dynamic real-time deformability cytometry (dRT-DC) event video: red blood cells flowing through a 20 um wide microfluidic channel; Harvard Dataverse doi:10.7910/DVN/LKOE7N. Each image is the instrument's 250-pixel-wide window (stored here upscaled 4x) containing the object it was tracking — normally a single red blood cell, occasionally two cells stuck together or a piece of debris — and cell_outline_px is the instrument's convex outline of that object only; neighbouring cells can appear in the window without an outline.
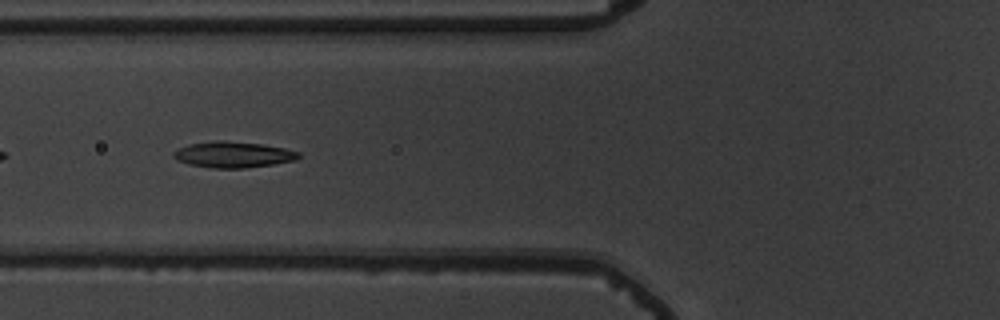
{"species": "common noctule bat (a hibernating species)", "species_latin": "Nyctalus noctula", "temperature_condition": "warm", "stored_images_in_passage": 39, "camera_frame_rate_fps": 3000, "um_per_image_px": 0.085, "animal": {"sex": "male", "body_mass_g": 19.5, "forearm_length_mm": 54.6}, "frame": {"image": 1, "passage_image": 5, "time_ms": 1.333, "image_size_px": [1000, 320], "cell_outline_px": [[300, 156], [296, 160], [272, 164], [244, 168], [212, 168], [188, 164], [176, 160], [172, 156], [172, 152], [176, 148], [188, 144], [216, 140], [224, 140], [264, 144], [284, 148], [300, 152]], "centroid_in_image_um": [19.77, 13.13], "position_along_channel_um": 106.0, "area_um2": 19.19}}
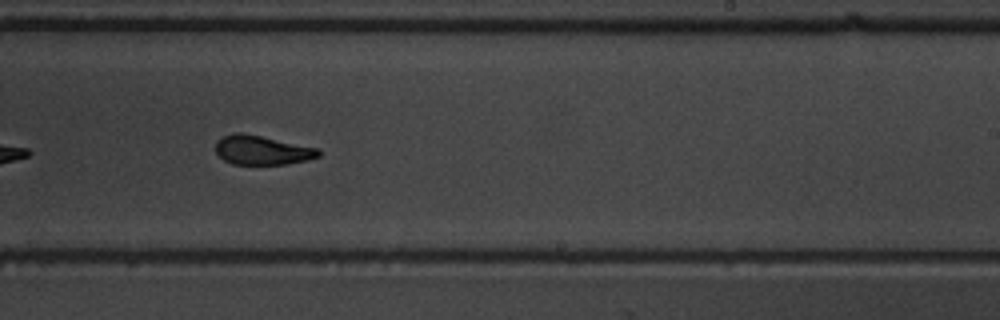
{"frame": {"image": 2, "passage_image": 18, "time_ms": 5.667, "image_size_px": [1000, 320], "cell_outline_px": [[320, 156], [308, 160], [284, 164], [232, 164], [224, 160], [216, 152], [216, 140], [232, 132], [240, 132], [320, 148]], "centroid_in_image_um": [22.28, 12.76], "position_along_channel_um": 266.7, "area_um2": 17.51}}
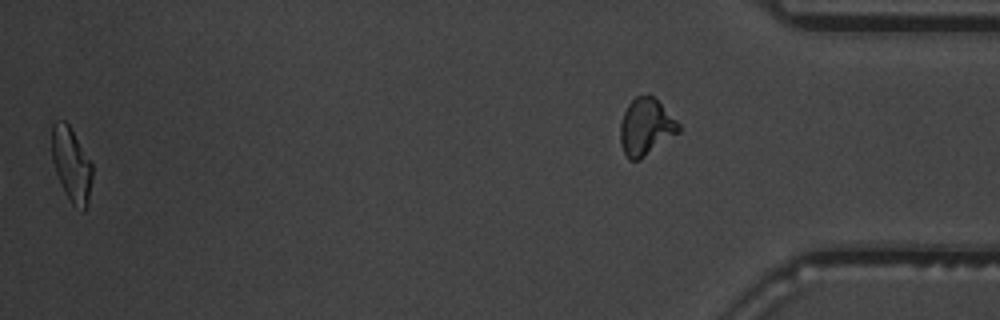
{"frame": {"image": 3, "passage_image": 38, "time_ms": 12.333, "image_size_px": [1000, 320], "cell_outline_px": [[92, 180], [88, 204], [84, 212], [72, 204], [56, 172], [52, 160], [52, 124], [56, 120], [64, 120], [68, 124], [92, 164]], "centroid_in_image_um": [6.08, 13.99], "position_along_channel_um": 429.1, "area_um2": 17.17}, "authors_computed_cell_mechanics": {"area_um2": 17.9758, "velocity_mm_per_s": 3.7203, "shape_relaxation_time_tau1_ms": 3.6428, "shape_relaxation_time_tau2_ms": 2.7663, "deformation_change_tau1": 0.1645, "deformation_change_tau2": 0.0927}}